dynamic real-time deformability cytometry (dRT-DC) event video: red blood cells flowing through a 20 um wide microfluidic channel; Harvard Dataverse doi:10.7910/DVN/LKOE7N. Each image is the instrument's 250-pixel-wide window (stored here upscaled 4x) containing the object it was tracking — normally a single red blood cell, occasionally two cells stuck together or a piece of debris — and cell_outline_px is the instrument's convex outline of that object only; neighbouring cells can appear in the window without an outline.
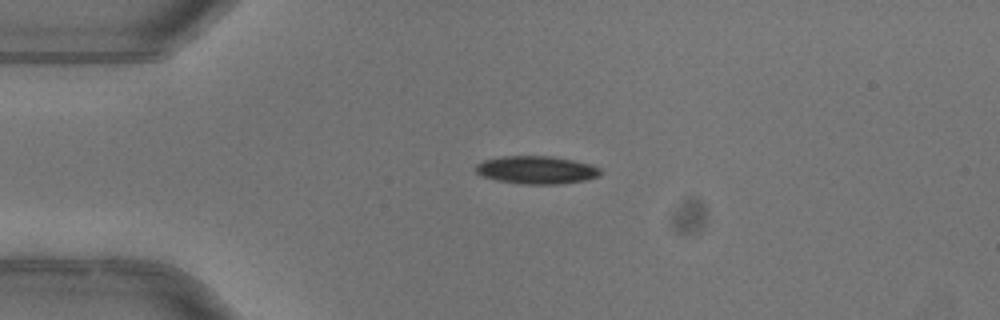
{"species": "common noctule bat (a hibernating species)", "species_latin": "Nyctalus noctula", "temperature_condition": "warm", "stored_images_in_passage": 6, "camera_frame_rate_fps": 3000, "um_per_image_px": 0.085, "animal": {"sex": "female"}, "frame": {"image": 1, "passage_image": 2, "time_ms": 0.333, "image_size_px": [1000, 320], "cell_outline_px": [[600, 176], [584, 180], [556, 184], [520, 184], [496, 180], [480, 176], [472, 168], [476, 164], [484, 160], [504, 156], [552, 156], [592, 164], [600, 168]], "centroid_in_image_um": [45.55, 14.44], "position_along_channel_um": 39.4, "area_um2": 20.4}}